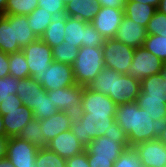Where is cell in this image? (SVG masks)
I'll list each match as a JSON object with an SVG mask.
<instances>
[{
  "instance_id": "816d5d0a",
  "label": "cell",
  "mask_w": 166,
  "mask_h": 167,
  "mask_svg": "<svg viewBox=\"0 0 166 167\" xmlns=\"http://www.w3.org/2000/svg\"><path fill=\"white\" fill-rule=\"evenodd\" d=\"M8 0H0V15L5 13V8Z\"/></svg>"
},
{
  "instance_id": "9a60e30c",
  "label": "cell",
  "mask_w": 166,
  "mask_h": 167,
  "mask_svg": "<svg viewBox=\"0 0 166 167\" xmlns=\"http://www.w3.org/2000/svg\"><path fill=\"white\" fill-rule=\"evenodd\" d=\"M46 147L65 159L83 153L86 148L73 135L71 129L62 132L51 139Z\"/></svg>"
},
{
  "instance_id": "bcb514c9",
  "label": "cell",
  "mask_w": 166,
  "mask_h": 167,
  "mask_svg": "<svg viewBox=\"0 0 166 167\" xmlns=\"http://www.w3.org/2000/svg\"><path fill=\"white\" fill-rule=\"evenodd\" d=\"M9 137L7 136H0V159L6 157V150H7V142Z\"/></svg>"
},
{
  "instance_id": "484cf974",
  "label": "cell",
  "mask_w": 166,
  "mask_h": 167,
  "mask_svg": "<svg viewBox=\"0 0 166 167\" xmlns=\"http://www.w3.org/2000/svg\"><path fill=\"white\" fill-rule=\"evenodd\" d=\"M0 50L6 54L19 52L22 48L15 42L14 24L0 15Z\"/></svg>"
},
{
  "instance_id": "4fadbf2b",
  "label": "cell",
  "mask_w": 166,
  "mask_h": 167,
  "mask_svg": "<svg viewBox=\"0 0 166 167\" xmlns=\"http://www.w3.org/2000/svg\"><path fill=\"white\" fill-rule=\"evenodd\" d=\"M133 149L143 167H166V146L158 138L139 143Z\"/></svg>"
},
{
  "instance_id": "ba28073f",
  "label": "cell",
  "mask_w": 166,
  "mask_h": 167,
  "mask_svg": "<svg viewBox=\"0 0 166 167\" xmlns=\"http://www.w3.org/2000/svg\"><path fill=\"white\" fill-rule=\"evenodd\" d=\"M31 78L38 81L46 91L76 85L72 65L56 61H53L43 74L33 75Z\"/></svg>"
},
{
  "instance_id": "ee69618b",
  "label": "cell",
  "mask_w": 166,
  "mask_h": 167,
  "mask_svg": "<svg viewBox=\"0 0 166 167\" xmlns=\"http://www.w3.org/2000/svg\"><path fill=\"white\" fill-rule=\"evenodd\" d=\"M127 0H97L101 7L125 9Z\"/></svg>"
},
{
  "instance_id": "52a82bcc",
  "label": "cell",
  "mask_w": 166,
  "mask_h": 167,
  "mask_svg": "<svg viewBox=\"0 0 166 167\" xmlns=\"http://www.w3.org/2000/svg\"><path fill=\"white\" fill-rule=\"evenodd\" d=\"M102 50L104 67L123 75L128 74L134 57V48L111 38L105 39Z\"/></svg>"
},
{
  "instance_id": "277c9868",
  "label": "cell",
  "mask_w": 166,
  "mask_h": 167,
  "mask_svg": "<svg viewBox=\"0 0 166 167\" xmlns=\"http://www.w3.org/2000/svg\"><path fill=\"white\" fill-rule=\"evenodd\" d=\"M72 68L76 84L88 87L104 69L102 48L82 46Z\"/></svg>"
},
{
  "instance_id": "d590c367",
  "label": "cell",
  "mask_w": 166,
  "mask_h": 167,
  "mask_svg": "<svg viewBox=\"0 0 166 167\" xmlns=\"http://www.w3.org/2000/svg\"><path fill=\"white\" fill-rule=\"evenodd\" d=\"M148 35H158L161 37L166 36V14L155 11L154 15L150 19L147 25Z\"/></svg>"
},
{
  "instance_id": "836d02e7",
  "label": "cell",
  "mask_w": 166,
  "mask_h": 167,
  "mask_svg": "<svg viewBox=\"0 0 166 167\" xmlns=\"http://www.w3.org/2000/svg\"><path fill=\"white\" fill-rule=\"evenodd\" d=\"M35 119L43 120L56 114L57 109L53 105L51 98H48L47 91L44 90L40 95L38 105L32 110Z\"/></svg>"
},
{
  "instance_id": "db71d44e",
  "label": "cell",
  "mask_w": 166,
  "mask_h": 167,
  "mask_svg": "<svg viewBox=\"0 0 166 167\" xmlns=\"http://www.w3.org/2000/svg\"><path fill=\"white\" fill-rule=\"evenodd\" d=\"M163 70L161 72V76L163 77V79L165 80L166 82V60L163 62Z\"/></svg>"
},
{
  "instance_id": "5bb4252c",
  "label": "cell",
  "mask_w": 166,
  "mask_h": 167,
  "mask_svg": "<svg viewBox=\"0 0 166 167\" xmlns=\"http://www.w3.org/2000/svg\"><path fill=\"white\" fill-rule=\"evenodd\" d=\"M84 113L99 115H115L117 105L103 93L84 87L82 96Z\"/></svg>"
},
{
  "instance_id": "83f0119b",
  "label": "cell",
  "mask_w": 166,
  "mask_h": 167,
  "mask_svg": "<svg viewBox=\"0 0 166 167\" xmlns=\"http://www.w3.org/2000/svg\"><path fill=\"white\" fill-rule=\"evenodd\" d=\"M18 138L25 140L33 145L46 147L47 142L41 133L40 123L38 119L33 118L17 135Z\"/></svg>"
},
{
  "instance_id": "74e56055",
  "label": "cell",
  "mask_w": 166,
  "mask_h": 167,
  "mask_svg": "<svg viewBox=\"0 0 166 167\" xmlns=\"http://www.w3.org/2000/svg\"><path fill=\"white\" fill-rule=\"evenodd\" d=\"M19 79L14 76H6L0 78V104L3 102V99L7 97H13V94H16L18 89Z\"/></svg>"
},
{
  "instance_id": "b9f144b4",
  "label": "cell",
  "mask_w": 166,
  "mask_h": 167,
  "mask_svg": "<svg viewBox=\"0 0 166 167\" xmlns=\"http://www.w3.org/2000/svg\"><path fill=\"white\" fill-rule=\"evenodd\" d=\"M22 105V101L16 94H13V97H7L3 99V102L0 104V110H13L17 109Z\"/></svg>"
},
{
  "instance_id": "2e32d148",
  "label": "cell",
  "mask_w": 166,
  "mask_h": 167,
  "mask_svg": "<svg viewBox=\"0 0 166 167\" xmlns=\"http://www.w3.org/2000/svg\"><path fill=\"white\" fill-rule=\"evenodd\" d=\"M147 35L146 27L133 22L124 15L114 39L136 49L138 47H143Z\"/></svg>"
},
{
  "instance_id": "e0dca14e",
  "label": "cell",
  "mask_w": 166,
  "mask_h": 167,
  "mask_svg": "<svg viewBox=\"0 0 166 167\" xmlns=\"http://www.w3.org/2000/svg\"><path fill=\"white\" fill-rule=\"evenodd\" d=\"M5 126L6 136H17L21 130L34 118L33 111L25 105L13 110H0Z\"/></svg>"
},
{
  "instance_id": "7dc6e473",
  "label": "cell",
  "mask_w": 166,
  "mask_h": 167,
  "mask_svg": "<svg viewBox=\"0 0 166 167\" xmlns=\"http://www.w3.org/2000/svg\"><path fill=\"white\" fill-rule=\"evenodd\" d=\"M127 1H136L138 3L153 5L154 7L157 8L161 0H127Z\"/></svg>"
},
{
  "instance_id": "4316f807",
  "label": "cell",
  "mask_w": 166,
  "mask_h": 167,
  "mask_svg": "<svg viewBox=\"0 0 166 167\" xmlns=\"http://www.w3.org/2000/svg\"><path fill=\"white\" fill-rule=\"evenodd\" d=\"M55 17L48 13L45 9L37 7L32 13L28 15L29 26L34 34L41 38L45 30Z\"/></svg>"
},
{
  "instance_id": "cb8c5ba5",
  "label": "cell",
  "mask_w": 166,
  "mask_h": 167,
  "mask_svg": "<svg viewBox=\"0 0 166 167\" xmlns=\"http://www.w3.org/2000/svg\"><path fill=\"white\" fill-rule=\"evenodd\" d=\"M156 10L157 8L153 5L138 3L136 1H127L124 15L133 22L147 28V25Z\"/></svg>"
},
{
  "instance_id": "681fc988",
  "label": "cell",
  "mask_w": 166,
  "mask_h": 167,
  "mask_svg": "<svg viewBox=\"0 0 166 167\" xmlns=\"http://www.w3.org/2000/svg\"><path fill=\"white\" fill-rule=\"evenodd\" d=\"M0 167H14L7 157L0 159Z\"/></svg>"
},
{
  "instance_id": "f546056e",
  "label": "cell",
  "mask_w": 166,
  "mask_h": 167,
  "mask_svg": "<svg viewBox=\"0 0 166 167\" xmlns=\"http://www.w3.org/2000/svg\"><path fill=\"white\" fill-rule=\"evenodd\" d=\"M37 167H66V159L47 147H40L35 159Z\"/></svg>"
},
{
  "instance_id": "11a10c76",
  "label": "cell",
  "mask_w": 166,
  "mask_h": 167,
  "mask_svg": "<svg viewBox=\"0 0 166 167\" xmlns=\"http://www.w3.org/2000/svg\"><path fill=\"white\" fill-rule=\"evenodd\" d=\"M62 1H63V3H64L65 6H67L69 3L72 2V0H62Z\"/></svg>"
},
{
  "instance_id": "7a4b0ae2",
  "label": "cell",
  "mask_w": 166,
  "mask_h": 167,
  "mask_svg": "<svg viewBox=\"0 0 166 167\" xmlns=\"http://www.w3.org/2000/svg\"><path fill=\"white\" fill-rule=\"evenodd\" d=\"M88 88L108 96L116 105L136 102L141 91L140 80L107 67L100 71Z\"/></svg>"
},
{
  "instance_id": "e575fe53",
  "label": "cell",
  "mask_w": 166,
  "mask_h": 167,
  "mask_svg": "<svg viewBox=\"0 0 166 167\" xmlns=\"http://www.w3.org/2000/svg\"><path fill=\"white\" fill-rule=\"evenodd\" d=\"M143 48L150 51L163 62L166 60V36L147 35L144 40Z\"/></svg>"
},
{
  "instance_id": "7402d4cb",
  "label": "cell",
  "mask_w": 166,
  "mask_h": 167,
  "mask_svg": "<svg viewBox=\"0 0 166 167\" xmlns=\"http://www.w3.org/2000/svg\"><path fill=\"white\" fill-rule=\"evenodd\" d=\"M10 24H14L15 42L21 48L29 45L38 37L29 26L28 15H3Z\"/></svg>"
},
{
  "instance_id": "f6af8a7d",
  "label": "cell",
  "mask_w": 166,
  "mask_h": 167,
  "mask_svg": "<svg viewBox=\"0 0 166 167\" xmlns=\"http://www.w3.org/2000/svg\"><path fill=\"white\" fill-rule=\"evenodd\" d=\"M90 167H112L113 162L110 159H94V155H87Z\"/></svg>"
},
{
  "instance_id": "f1b7e54d",
  "label": "cell",
  "mask_w": 166,
  "mask_h": 167,
  "mask_svg": "<svg viewBox=\"0 0 166 167\" xmlns=\"http://www.w3.org/2000/svg\"><path fill=\"white\" fill-rule=\"evenodd\" d=\"M9 72L19 80L29 77L28 63L22 50L9 54Z\"/></svg>"
},
{
  "instance_id": "f35d334b",
  "label": "cell",
  "mask_w": 166,
  "mask_h": 167,
  "mask_svg": "<svg viewBox=\"0 0 166 167\" xmlns=\"http://www.w3.org/2000/svg\"><path fill=\"white\" fill-rule=\"evenodd\" d=\"M104 42H105V39L103 38V36L93 27L91 23H87L85 46L102 48Z\"/></svg>"
},
{
  "instance_id": "7bdbcfd3",
  "label": "cell",
  "mask_w": 166,
  "mask_h": 167,
  "mask_svg": "<svg viewBox=\"0 0 166 167\" xmlns=\"http://www.w3.org/2000/svg\"><path fill=\"white\" fill-rule=\"evenodd\" d=\"M9 75V54L0 50V78H4Z\"/></svg>"
},
{
  "instance_id": "3957f363",
  "label": "cell",
  "mask_w": 166,
  "mask_h": 167,
  "mask_svg": "<svg viewBox=\"0 0 166 167\" xmlns=\"http://www.w3.org/2000/svg\"><path fill=\"white\" fill-rule=\"evenodd\" d=\"M115 115L84 113L79 121L72 124L73 135L85 147L97 137L109 135L118 130Z\"/></svg>"
},
{
  "instance_id": "6da1fadb",
  "label": "cell",
  "mask_w": 166,
  "mask_h": 167,
  "mask_svg": "<svg viewBox=\"0 0 166 167\" xmlns=\"http://www.w3.org/2000/svg\"><path fill=\"white\" fill-rule=\"evenodd\" d=\"M151 117L136 102L117 105L114 119L118 130L126 135L129 147L159 138L166 129V117L156 120Z\"/></svg>"
},
{
  "instance_id": "d6a6232c",
  "label": "cell",
  "mask_w": 166,
  "mask_h": 167,
  "mask_svg": "<svg viewBox=\"0 0 166 167\" xmlns=\"http://www.w3.org/2000/svg\"><path fill=\"white\" fill-rule=\"evenodd\" d=\"M136 103L139 108L146 110L153 120L166 117V103H163V100L137 99Z\"/></svg>"
},
{
  "instance_id": "9c48e42d",
  "label": "cell",
  "mask_w": 166,
  "mask_h": 167,
  "mask_svg": "<svg viewBox=\"0 0 166 167\" xmlns=\"http://www.w3.org/2000/svg\"><path fill=\"white\" fill-rule=\"evenodd\" d=\"M29 68V77L43 74L53 62L52 48L38 38L22 48Z\"/></svg>"
},
{
  "instance_id": "60d3db41",
  "label": "cell",
  "mask_w": 166,
  "mask_h": 167,
  "mask_svg": "<svg viewBox=\"0 0 166 167\" xmlns=\"http://www.w3.org/2000/svg\"><path fill=\"white\" fill-rule=\"evenodd\" d=\"M66 167H90L87 159V152L66 159Z\"/></svg>"
},
{
  "instance_id": "5b68a950",
  "label": "cell",
  "mask_w": 166,
  "mask_h": 167,
  "mask_svg": "<svg viewBox=\"0 0 166 167\" xmlns=\"http://www.w3.org/2000/svg\"><path fill=\"white\" fill-rule=\"evenodd\" d=\"M83 89L84 86L76 84L75 86L47 91V94L57 111L65 112L75 122L81 120L84 114L82 106Z\"/></svg>"
},
{
  "instance_id": "f907efd6",
  "label": "cell",
  "mask_w": 166,
  "mask_h": 167,
  "mask_svg": "<svg viewBox=\"0 0 166 167\" xmlns=\"http://www.w3.org/2000/svg\"><path fill=\"white\" fill-rule=\"evenodd\" d=\"M0 136H6L5 126L1 114H0Z\"/></svg>"
},
{
  "instance_id": "d6986e66",
  "label": "cell",
  "mask_w": 166,
  "mask_h": 167,
  "mask_svg": "<svg viewBox=\"0 0 166 167\" xmlns=\"http://www.w3.org/2000/svg\"><path fill=\"white\" fill-rule=\"evenodd\" d=\"M45 89L31 77L19 80L16 95L22 101V104L33 110L40 101V95Z\"/></svg>"
},
{
  "instance_id": "30bf717a",
  "label": "cell",
  "mask_w": 166,
  "mask_h": 167,
  "mask_svg": "<svg viewBox=\"0 0 166 167\" xmlns=\"http://www.w3.org/2000/svg\"><path fill=\"white\" fill-rule=\"evenodd\" d=\"M163 65V61L157 56L143 47H138L134 51L128 75L141 81L151 75L161 74Z\"/></svg>"
},
{
  "instance_id": "8992f818",
  "label": "cell",
  "mask_w": 166,
  "mask_h": 167,
  "mask_svg": "<svg viewBox=\"0 0 166 167\" xmlns=\"http://www.w3.org/2000/svg\"><path fill=\"white\" fill-rule=\"evenodd\" d=\"M126 148H129L126 135L117 130L97 137L86 146L85 151L87 155H94V159H110L114 163Z\"/></svg>"
},
{
  "instance_id": "8d00e7d4",
  "label": "cell",
  "mask_w": 166,
  "mask_h": 167,
  "mask_svg": "<svg viewBox=\"0 0 166 167\" xmlns=\"http://www.w3.org/2000/svg\"><path fill=\"white\" fill-rule=\"evenodd\" d=\"M112 167H143L133 147L126 148Z\"/></svg>"
},
{
  "instance_id": "f5cc1de1",
  "label": "cell",
  "mask_w": 166,
  "mask_h": 167,
  "mask_svg": "<svg viewBox=\"0 0 166 167\" xmlns=\"http://www.w3.org/2000/svg\"><path fill=\"white\" fill-rule=\"evenodd\" d=\"M158 139L166 146V129L162 132Z\"/></svg>"
},
{
  "instance_id": "ffe728a7",
  "label": "cell",
  "mask_w": 166,
  "mask_h": 167,
  "mask_svg": "<svg viewBox=\"0 0 166 167\" xmlns=\"http://www.w3.org/2000/svg\"><path fill=\"white\" fill-rule=\"evenodd\" d=\"M141 91L137 99L163 100L166 103V82L161 74H154L140 81Z\"/></svg>"
},
{
  "instance_id": "c3c4849f",
  "label": "cell",
  "mask_w": 166,
  "mask_h": 167,
  "mask_svg": "<svg viewBox=\"0 0 166 167\" xmlns=\"http://www.w3.org/2000/svg\"><path fill=\"white\" fill-rule=\"evenodd\" d=\"M157 10L163 14H166V0H161L159 2Z\"/></svg>"
},
{
  "instance_id": "4dcf8cb0",
  "label": "cell",
  "mask_w": 166,
  "mask_h": 167,
  "mask_svg": "<svg viewBox=\"0 0 166 167\" xmlns=\"http://www.w3.org/2000/svg\"><path fill=\"white\" fill-rule=\"evenodd\" d=\"M79 48L66 42L52 48L53 61L72 65L77 58Z\"/></svg>"
},
{
  "instance_id": "1f68e13d",
  "label": "cell",
  "mask_w": 166,
  "mask_h": 167,
  "mask_svg": "<svg viewBox=\"0 0 166 167\" xmlns=\"http://www.w3.org/2000/svg\"><path fill=\"white\" fill-rule=\"evenodd\" d=\"M38 7V0H8L3 15H29Z\"/></svg>"
},
{
  "instance_id": "7c38bea8",
  "label": "cell",
  "mask_w": 166,
  "mask_h": 167,
  "mask_svg": "<svg viewBox=\"0 0 166 167\" xmlns=\"http://www.w3.org/2000/svg\"><path fill=\"white\" fill-rule=\"evenodd\" d=\"M123 17L122 9L101 7L90 23L104 39H111L114 38Z\"/></svg>"
},
{
  "instance_id": "603a6c76",
  "label": "cell",
  "mask_w": 166,
  "mask_h": 167,
  "mask_svg": "<svg viewBox=\"0 0 166 167\" xmlns=\"http://www.w3.org/2000/svg\"><path fill=\"white\" fill-rule=\"evenodd\" d=\"M88 22L75 17H66L64 42L78 47L85 46L86 24Z\"/></svg>"
},
{
  "instance_id": "ac0fdd59",
  "label": "cell",
  "mask_w": 166,
  "mask_h": 167,
  "mask_svg": "<svg viewBox=\"0 0 166 167\" xmlns=\"http://www.w3.org/2000/svg\"><path fill=\"white\" fill-rule=\"evenodd\" d=\"M39 123L44 140L48 143L58 134L71 129L73 121L65 112L57 111L55 115L39 120Z\"/></svg>"
},
{
  "instance_id": "8fae6325",
  "label": "cell",
  "mask_w": 166,
  "mask_h": 167,
  "mask_svg": "<svg viewBox=\"0 0 166 167\" xmlns=\"http://www.w3.org/2000/svg\"><path fill=\"white\" fill-rule=\"evenodd\" d=\"M39 147L17 136L9 137L6 157L14 167H37L35 159Z\"/></svg>"
},
{
  "instance_id": "d4e9b609",
  "label": "cell",
  "mask_w": 166,
  "mask_h": 167,
  "mask_svg": "<svg viewBox=\"0 0 166 167\" xmlns=\"http://www.w3.org/2000/svg\"><path fill=\"white\" fill-rule=\"evenodd\" d=\"M66 17L65 14L55 17L40 38L51 48L64 42Z\"/></svg>"
},
{
  "instance_id": "44dd1931",
  "label": "cell",
  "mask_w": 166,
  "mask_h": 167,
  "mask_svg": "<svg viewBox=\"0 0 166 167\" xmlns=\"http://www.w3.org/2000/svg\"><path fill=\"white\" fill-rule=\"evenodd\" d=\"M101 6L97 0H72L65 7V15L75 17L90 23L100 11Z\"/></svg>"
},
{
  "instance_id": "ab89813d",
  "label": "cell",
  "mask_w": 166,
  "mask_h": 167,
  "mask_svg": "<svg viewBox=\"0 0 166 167\" xmlns=\"http://www.w3.org/2000/svg\"><path fill=\"white\" fill-rule=\"evenodd\" d=\"M38 7H41L54 17L65 14V5L62 0H38Z\"/></svg>"
}]
</instances>
